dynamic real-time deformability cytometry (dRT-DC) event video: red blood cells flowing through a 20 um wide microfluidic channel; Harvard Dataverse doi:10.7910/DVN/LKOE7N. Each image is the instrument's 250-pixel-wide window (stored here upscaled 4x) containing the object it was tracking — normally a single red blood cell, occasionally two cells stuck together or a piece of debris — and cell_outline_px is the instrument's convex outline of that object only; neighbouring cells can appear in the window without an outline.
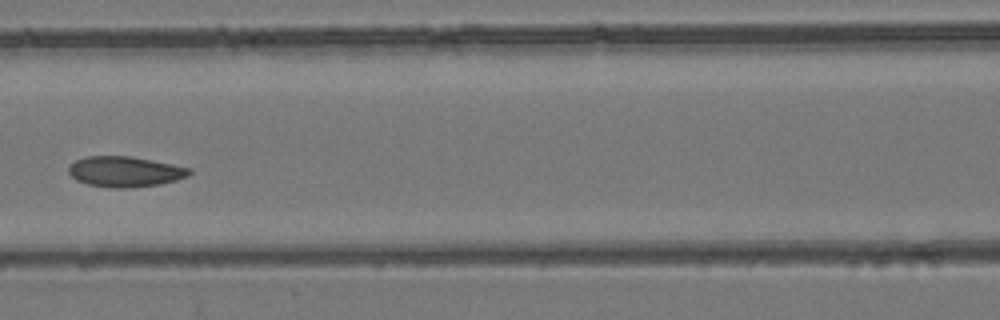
{"species": "common noctule bat (a hibernating species)", "species_latin": "Nyctalus noctula", "temperature_condition": "room temperature", "stored_images_in_passage": 7, "camera_frame_rate_fps": 3000, "um_per_image_px": 0.085, "animal": {"sex": "female", "body_mass_g": 24.6, "forearm_length_mm": 56.2}, "frame": {"image": 1, "passage_image": 6, "time_ms": 1.667, "image_size_px": [1000, 320], "cell_outline_px": [[192, 172], [188, 176], [176, 180], [160, 184], [128, 188], [112, 188], [88, 184], [76, 180], [68, 172], [68, 164], [76, 160], [88, 156], [132, 156], [192, 168]], "centroid_in_image_um": [10.62, 14.58], "position_along_channel_um": 156.0, "area_um2": 21.56}}
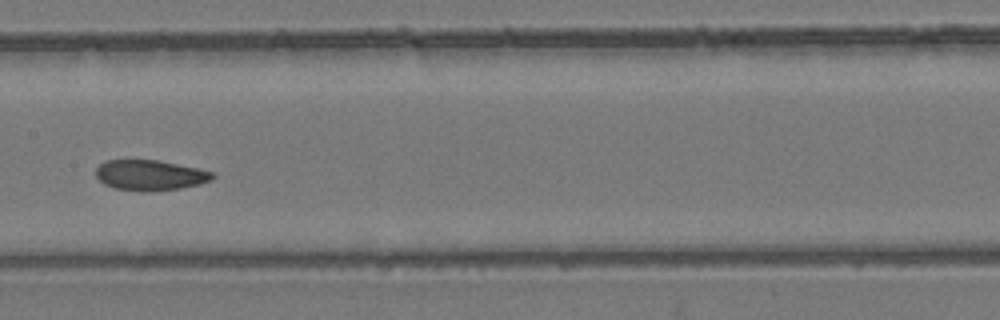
{"frame": {"image": 2, "passage_image": 7, "time_ms": 2.0, "image_size_px": [1000, 320], "cell_outline_px": [[216, 176], [200, 184], [180, 188], [116, 188], [104, 184], [96, 176], [96, 168], [104, 160], [156, 160], [196, 168], [212, 172]], "centroid_in_image_um": [12.72, 14.83], "position_along_channel_um": 194.7, "area_um2": 19.48}}